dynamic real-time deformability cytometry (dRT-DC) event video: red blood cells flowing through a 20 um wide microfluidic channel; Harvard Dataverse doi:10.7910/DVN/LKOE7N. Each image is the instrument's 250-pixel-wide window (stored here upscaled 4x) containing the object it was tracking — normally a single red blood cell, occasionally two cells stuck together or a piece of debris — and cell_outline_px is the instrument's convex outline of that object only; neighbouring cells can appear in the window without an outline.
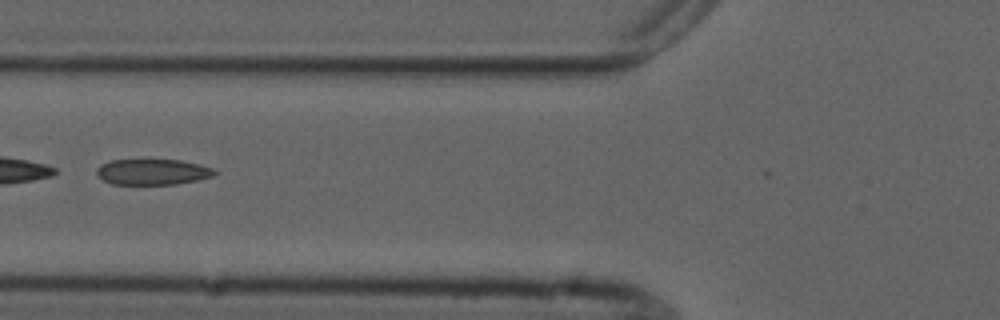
{"species": "common noctule bat (a hibernating species)", "species_latin": "Nyctalus noctula", "temperature_condition": "cold", "stored_images_in_passage": 16, "camera_frame_rate_fps": 3000, "um_per_image_px": 0.085, "animal": {"sex": "male", "forearm_length_mm": 52.5}, "frame": {"image": 1, "passage_image": 7, "time_ms": 2.0, "image_size_px": [1000, 320], "cell_outline_px": [[220, 172], [212, 176], [196, 180], [176, 184], [112, 184], [104, 180], [96, 172], [96, 168], [100, 164], [108, 160], [180, 160], [212, 168]], "centroid_in_image_um": [12.95, 14.61], "position_along_channel_um": 112.8, "area_um2": 17.57}}